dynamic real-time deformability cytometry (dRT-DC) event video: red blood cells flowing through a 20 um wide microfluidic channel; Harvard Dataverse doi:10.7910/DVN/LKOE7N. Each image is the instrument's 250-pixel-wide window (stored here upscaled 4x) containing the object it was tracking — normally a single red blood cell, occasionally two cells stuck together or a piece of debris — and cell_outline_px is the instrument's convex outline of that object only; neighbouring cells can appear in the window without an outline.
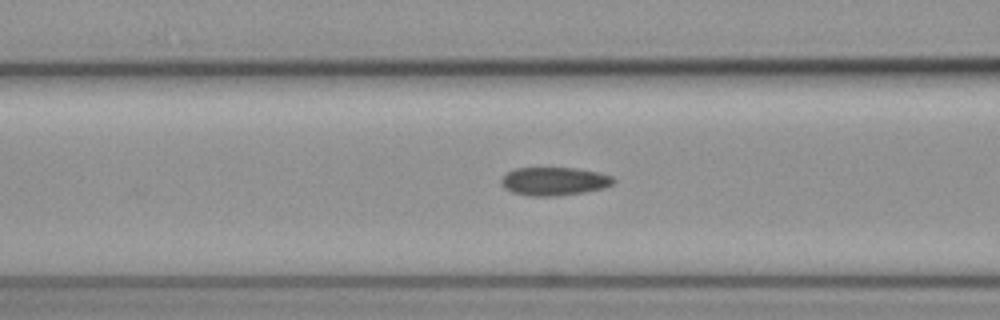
{"species": "common noctule bat (a hibernating species)", "species_latin": "Nyctalus noctula", "temperature_condition": "cold", "stored_images_in_passage": 14, "camera_frame_rate_fps": 3000, "um_per_image_px": 0.085, "animal": {"sex": "female", "body_mass_g": 19.3, "forearm_length_mm": 54.1}, "frame": {"image": 1, "passage_image": 8, "time_ms": 2.333, "image_size_px": [1000, 320], "cell_outline_px": [[616, 180], [612, 184], [604, 188], [584, 192], [556, 196], [528, 196], [512, 192], [504, 188], [500, 184], [500, 180], [508, 172], [516, 168], [576, 168], [596, 172], [612, 176]], "centroid_in_image_um": [47.09, 15.41], "position_along_channel_um": 119.5, "area_um2": 18.5}}
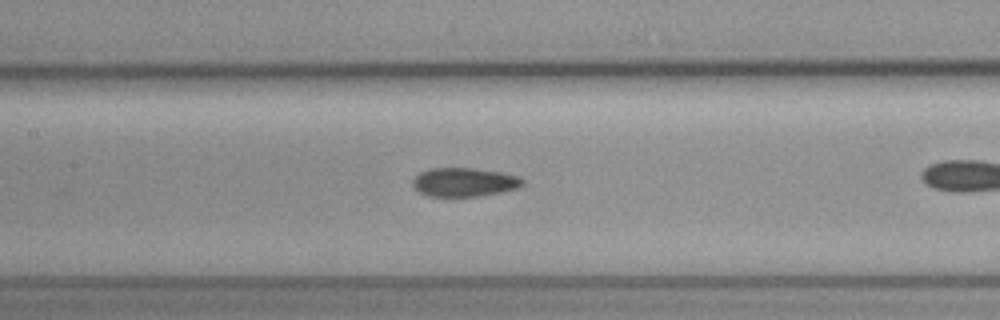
{"frame": {"image": 2, "passage_image": 12, "time_ms": 3.667, "image_size_px": [1000, 320], "cell_outline_px": [[524, 184], [516, 188], [500, 192], [480, 196], [428, 196], [420, 192], [412, 184], [412, 180], [420, 172], [432, 168], [472, 168], [500, 172], [520, 176], [524, 180]], "centroid_in_image_um": [39.47, 15.48], "position_along_channel_um": 167.9, "area_um2": 18.32}}